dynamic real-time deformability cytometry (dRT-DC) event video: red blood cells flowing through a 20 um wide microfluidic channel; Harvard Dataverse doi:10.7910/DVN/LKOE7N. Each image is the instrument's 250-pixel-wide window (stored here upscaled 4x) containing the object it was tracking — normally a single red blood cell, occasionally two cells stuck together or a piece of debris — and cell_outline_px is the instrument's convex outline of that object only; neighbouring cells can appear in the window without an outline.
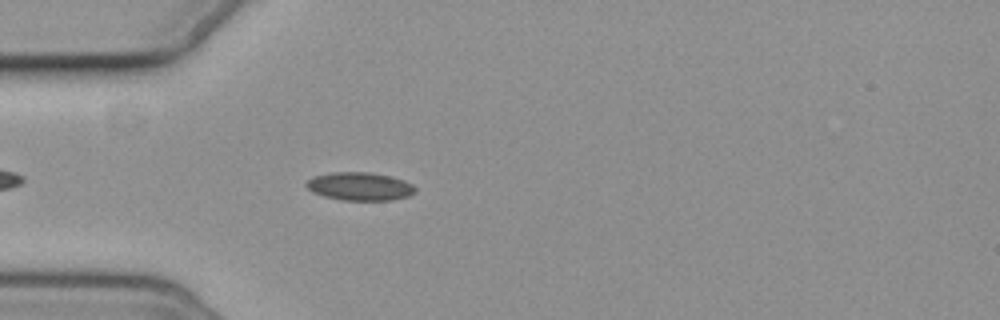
{"species": "common noctule bat (a hibernating species)", "species_latin": "Nyctalus noctula", "temperature_condition": "cold", "stored_images_in_passage": 5, "camera_frame_rate_fps": 3000, "um_per_image_px": 0.085, "animal": {"sex": "female", "body_mass_g": 19.3, "forearm_length_mm": 54.1}, "frame": {"image": 1, "passage_image": 5, "time_ms": 5.333, "image_size_px": [1000, 320], "cell_outline_px": [[416, 192], [408, 196], [392, 200], [340, 200], [324, 196], [312, 192], [304, 184], [312, 176], [332, 172], [372, 172], [392, 176], [404, 180], [412, 184], [416, 188]], "centroid_in_image_um": [30.58, 15.83], "position_along_channel_um": 54.4, "area_um2": 18.09}}